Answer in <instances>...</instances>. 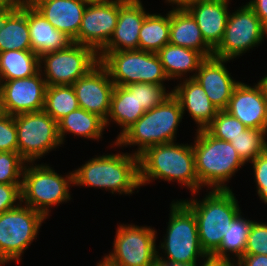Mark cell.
<instances>
[{
    "instance_id": "1",
    "label": "cell",
    "mask_w": 267,
    "mask_h": 266,
    "mask_svg": "<svg viewBox=\"0 0 267 266\" xmlns=\"http://www.w3.org/2000/svg\"><path fill=\"white\" fill-rule=\"evenodd\" d=\"M140 186L155 180L177 182L192 193L201 192L191 143L176 141L147 148L139 156Z\"/></svg>"
},
{
    "instance_id": "2",
    "label": "cell",
    "mask_w": 267,
    "mask_h": 266,
    "mask_svg": "<svg viewBox=\"0 0 267 266\" xmlns=\"http://www.w3.org/2000/svg\"><path fill=\"white\" fill-rule=\"evenodd\" d=\"M94 155L85 164L73 170L76 187H90L112 194L128 195L141 188L139 180V157L133 153L118 152Z\"/></svg>"
},
{
    "instance_id": "3",
    "label": "cell",
    "mask_w": 267,
    "mask_h": 266,
    "mask_svg": "<svg viewBox=\"0 0 267 266\" xmlns=\"http://www.w3.org/2000/svg\"><path fill=\"white\" fill-rule=\"evenodd\" d=\"M183 117L178 99L171 94L159 106L146 111L116 141H112L110 147L137 146L132 153L139 156L149 147L177 141L178 126Z\"/></svg>"
},
{
    "instance_id": "4",
    "label": "cell",
    "mask_w": 267,
    "mask_h": 266,
    "mask_svg": "<svg viewBox=\"0 0 267 266\" xmlns=\"http://www.w3.org/2000/svg\"><path fill=\"white\" fill-rule=\"evenodd\" d=\"M206 190L208 193L202 200L196 198L200 192L192 193L191 198L181 200L193 211L200 245L210 257L220 247L226 229L241 212V207L232 189Z\"/></svg>"
},
{
    "instance_id": "5",
    "label": "cell",
    "mask_w": 267,
    "mask_h": 266,
    "mask_svg": "<svg viewBox=\"0 0 267 266\" xmlns=\"http://www.w3.org/2000/svg\"><path fill=\"white\" fill-rule=\"evenodd\" d=\"M200 190H227L232 177L245 163L230 142L212 136L206 129L196 130L192 143ZM206 186V187H205Z\"/></svg>"
},
{
    "instance_id": "6",
    "label": "cell",
    "mask_w": 267,
    "mask_h": 266,
    "mask_svg": "<svg viewBox=\"0 0 267 266\" xmlns=\"http://www.w3.org/2000/svg\"><path fill=\"white\" fill-rule=\"evenodd\" d=\"M169 208L166 234L157 246V261L188 265H201L208 261L210 257L200 245L197 220L193 211L181 199L173 200Z\"/></svg>"
},
{
    "instance_id": "7",
    "label": "cell",
    "mask_w": 267,
    "mask_h": 266,
    "mask_svg": "<svg viewBox=\"0 0 267 266\" xmlns=\"http://www.w3.org/2000/svg\"><path fill=\"white\" fill-rule=\"evenodd\" d=\"M73 171L59 174L49 164L26 163L22 178V203L49 219L52 206L70 201Z\"/></svg>"
},
{
    "instance_id": "8",
    "label": "cell",
    "mask_w": 267,
    "mask_h": 266,
    "mask_svg": "<svg viewBox=\"0 0 267 266\" xmlns=\"http://www.w3.org/2000/svg\"><path fill=\"white\" fill-rule=\"evenodd\" d=\"M46 217L20 203L17 207L0 213V265L20 263L22 255L39 236ZM38 235V236H37Z\"/></svg>"
},
{
    "instance_id": "9",
    "label": "cell",
    "mask_w": 267,
    "mask_h": 266,
    "mask_svg": "<svg viewBox=\"0 0 267 266\" xmlns=\"http://www.w3.org/2000/svg\"><path fill=\"white\" fill-rule=\"evenodd\" d=\"M98 54L114 85L139 82L165 85L164 82L169 81L157 53L129 50L100 51Z\"/></svg>"
},
{
    "instance_id": "10",
    "label": "cell",
    "mask_w": 267,
    "mask_h": 266,
    "mask_svg": "<svg viewBox=\"0 0 267 266\" xmlns=\"http://www.w3.org/2000/svg\"><path fill=\"white\" fill-rule=\"evenodd\" d=\"M157 236L154 227L119 223L113 249L101 259L108 266H155Z\"/></svg>"
},
{
    "instance_id": "11",
    "label": "cell",
    "mask_w": 267,
    "mask_h": 266,
    "mask_svg": "<svg viewBox=\"0 0 267 266\" xmlns=\"http://www.w3.org/2000/svg\"><path fill=\"white\" fill-rule=\"evenodd\" d=\"M18 153L28 162H38L51 151L62 147L58 122L44 110L14 116ZM44 156V157H43Z\"/></svg>"
},
{
    "instance_id": "12",
    "label": "cell",
    "mask_w": 267,
    "mask_h": 266,
    "mask_svg": "<svg viewBox=\"0 0 267 266\" xmlns=\"http://www.w3.org/2000/svg\"><path fill=\"white\" fill-rule=\"evenodd\" d=\"M99 63V54L94 49L74 42L63 50L39 57L40 72L47 86L73 85Z\"/></svg>"
},
{
    "instance_id": "13",
    "label": "cell",
    "mask_w": 267,
    "mask_h": 266,
    "mask_svg": "<svg viewBox=\"0 0 267 266\" xmlns=\"http://www.w3.org/2000/svg\"><path fill=\"white\" fill-rule=\"evenodd\" d=\"M267 39V28L248 6H240L229 12L222 41L213 50V56L221 59H239Z\"/></svg>"
},
{
    "instance_id": "14",
    "label": "cell",
    "mask_w": 267,
    "mask_h": 266,
    "mask_svg": "<svg viewBox=\"0 0 267 266\" xmlns=\"http://www.w3.org/2000/svg\"><path fill=\"white\" fill-rule=\"evenodd\" d=\"M120 0L88 3L74 43L85 45L99 53L109 42L117 25Z\"/></svg>"
},
{
    "instance_id": "15",
    "label": "cell",
    "mask_w": 267,
    "mask_h": 266,
    "mask_svg": "<svg viewBox=\"0 0 267 266\" xmlns=\"http://www.w3.org/2000/svg\"><path fill=\"white\" fill-rule=\"evenodd\" d=\"M47 84L39 71L32 77L0 81L2 109L15 116L44 109Z\"/></svg>"
},
{
    "instance_id": "16",
    "label": "cell",
    "mask_w": 267,
    "mask_h": 266,
    "mask_svg": "<svg viewBox=\"0 0 267 266\" xmlns=\"http://www.w3.org/2000/svg\"><path fill=\"white\" fill-rule=\"evenodd\" d=\"M72 86L79 107L97 114L106 121L115 86L107 69L99 63L87 75L74 82Z\"/></svg>"
},
{
    "instance_id": "17",
    "label": "cell",
    "mask_w": 267,
    "mask_h": 266,
    "mask_svg": "<svg viewBox=\"0 0 267 266\" xmlns=\"http://www.w3.org/2000/svg\"><path fill=\"white\" fill-rule=\"evenodd\" d=\"M230 61L232 60L214 56L205 58L194 77L219 111L227 108L234 89L240 83L225 66Z\"/></svg>"
},
{
    "instance_id": "18",
    "label": "cell",
    "mask_w": 267,
    "mask_h": 266,
    "mask_svg": "<svg viewBox=\"0 0 267 266\" xmlns=\"http://www.w3.org/2000/svg\"><path fill=\"white\" fill-rule=\"evenodd\" d=\"M225 111L248 128L267 131V98L258 83L249 85L240 81Z\"/></svg>"
},
{
    "instance_id": "19",
    "label": "cell",
    "mask_w": 267,
    "mask_h": 266,
    "mask_svg": "<svg viewBox=\"0 0 267 266\" xmlns=\"http://www.w3.org/2000/svg\"><path fill=\"white\" fill-rule=\"evenodd\" d=\"M141 0H120L117 25L108 44L101 51L138 50L139 32L146 15Z\"/></svg>"
},
{
    "instance_id": "20",
    "label": "cell",
    "mask_w": 267,
    "mask_h": 266,
    "mask_svg": "<svg viewBox=\"0 0 267 266\" xmlns=\"http://www.w3.org/2000/svg\"><path fill=\"white\" fill-rule=\"evenodd\" d=\"M230 0H200L185 9L196 21L203 39L214 50L222 41L229 18Z\"/></svg>"
},
{
    "instance_id": "21",
    "label": "cell",
    "mask_w": 267,
    "mask_h": 266,
    "mask_svg": "<svg viewBox=\"0 0 267 266\" xmlns=\"http://www.w3.org/2000/svg\"><path fill=\"white\" fill-rule=\"evenodd\" d=\"M172 94L178 99L183 116L189 114L197 129H206L219 110L210 101L202 86L194 79H182L173 87Z\"/></svg>"
},
{
    "instance_id": "22",
    "label": "cell",
    "mask_w": 267,
    "mask_h": 266,
    "mask_svg": "<svg viewBox=\"0 0 267 266\" xmlns=\"http://www.w3.org/2000/svg\"><path fill=\"white\" fill-rule=\"evenodd\" d=\"M55 29L74 40L88 2L84 0H27Z\"/></svg>"
},
{
    "instance_id": "23",
    "label": "cell",
    "mask_w": 267,
    "mask_h": 266,
    "mask_svg": "<svg viewBox=\"0 0 267 266\" xmlns=\"http://www.w3.org/2000/svg\"><path fill=\"white\" fill-rule=\"evenodd\" d=\"M31 51L37 56L67 48L73 40L53 25L28 2Z\"/></svg>"
},
{
    "instance_id": "24",
    "label": "cell",
    "mask_w": 267,
    "mask_h": 266,
    "mask_svg": "<svg viewBox=\"0 0 267 266\" xmlns=\"http://www.w3.org/2000/svg\"><path fill=\"white\" fill-rule=\"evenodd\" d=\"M169 44L198 51L205 58L213 56V49L205 42L196 21L185 8L170 10Z\"/></svg>"
},
{
    "instance_id": "25",
    "label": "cell",
    "mask_w": 267,
    "mask_h": 266,
    "mask_svg": "<svg viewBox=\"0 0 267 266\" xmlns=\"http://www.w3.org/2000/svg\"><path fill=\"white\" fill-rule=\"evenodd\" d=\"M145 111L139 106L137 100V83L127 86H114L111 98L110 110L105 121L106 129L113 123L119 126L121 131L117 135L116 141L129 127H131Z\"/></svg>"
},
{
    "instance_id": "26",
    "label": "cell",
    "mask_w": 267,
    "mask_h": 266,
    "mask_svg": "<svg viewBox=\"0 0 267 266\" xmlns=\"http://www.w3.org/2000/svg\"><path fill=\"white\" fill-rule=\"evenodd\" d=\"M157 54L169 80L177 82L178 79L194 78L200 63L205 59L198 51L174 44H166Z\"/></svg>"
},
{
    "instance_id": "27",
    "label": "cell",
    "mask_w": 267,
    "mask_h": 266,
    "mask_svg": "<svg viewBox=\"0 0 267 266\" xmlns=\"http://www.w3.org/2000/svg\"><path fill=\"white\" fill-rule=\"evenodd\" d=\"M104 129H106L105 121L101 117L82 108L72 111L58 121V133L62 145L66 135L70 133L75 137L102 141Z\"/></svg>"
},
{
    "instance_id": "28",
    "label": "cell",
    "mask_w": 267,
    "mask_h": 266,
    "mask_svg": "<svg viewBox=\"0 0 267 266\" xmlns=\"http://www.w3.org/2000/svg\"><path fill=\"white\" fill-rule=\"evenodd\" d=\"M242 213L243 212L241 211L230 222L220 247L210 256V260L231 262L235 264L244 255L247 238L253 220L245 218Z\"/></svg>"
},
{
    "instance_id": "29",
    "label": "cell",
    "mask_w": 267,
    "mask_h": 266,
    "mask_svg": "<svg viewBox=\"0 0 267 266\" xmlns=\"http://www.w3.org/2000/svg\"><path fill=\"white\" fill-rule=\"evenodd\" d=\"M10 50H31L27 0L20 2V9L0 28V52Z\"/></svg>"
},
{
    "instance_id": "30",
    "label": "cell",
    "mask_w": 267,
    "mask_h": 266,
    "mask_svg": "<svg viewBox=\"0 0 267 266\" xmlns=\"http://www.w3.org/2000/svg\"><path fill=\"white\" fill-rule=\"evenodd\" d=\"M39 71V56L31 50L0 52V81L29 78Z\"/></svg>"
},
{
    "instance_id": "31",
    "label": "cell",
    "mask_w": 267,
    "mask_h": 266,
    "mask_svg": "<svg viewBox=\"0 0 267 266\" xmlns=\"http://www.w3.org/2000/svg\"><path fill=\"white\" fill-rule=\"evenodd\" d=\"M164 15L151 12L146 15L139 32L138 50L157 53L169 44L170 10Z\"/></svg>"
},
{
    "instance_id": "32",
    "label": "cell",
    "mask_w": 267,
    "mask_h": 266,
    "mask_svg": "<svg viewBox=\"0 0 267 266\" xmlns=\"http://www.w3.org/2000/svg\"><path fill=\"white\" fill-rule=\"evenodd\" d=\"M78 108L79 103L72 85L47 86L43 110L55 121L58 122Z\"/></svg>"
},
{
    "instance_id": "33",
    "label": "cell",
    "mask_w": 267,
    "mask_h": 266,
    "mask_svg": "<svg viewBox=\"0 0 267 266\" xmlns=\"http://www.w3.org/2000/svg\"><path fill=\"white\" fill-rule=\"evenodd\" d=\"M267 131L247 128L231 140V145L245 164L267 150Z\"/></svg>"
},
{
    "instance_id": "34",
    "label": "cell",
    "mask_w": 267,
    "mask_h": 266,
    "mask_svg": "<svg viewBox=\"0 0 267 266\" xmlns=\"http://www.w3.org/2000/svg\"><path fill=\"white\" fill-rule=\"evenodd\" d=\"M247 128L236 117L225 110H220L206 130L217 139L231 142Z\"/></svg>"
},
{
    "instance_id": "35",
    "label": "cell",
    "mask_w": 267,
    "mask_h": 266,
    "mask_svg": "<svg viewBox=\"0 0 267 266\" xmlns=\"http://www.w3.org/2000/svg\"><path fill=\"white\" fill-rule=\"evenodd\" d=\"M26 163L19 153L0 152V183L22 184Z\"/></svg>"
},
{
    "instance_id": "36",
    "label": "cell",
    "mask_w": 267,
    "mask_h": 266,
    "mask_svg": "<svg viewBox=\"0 0 267 266\" xmlns=\"http://www.w3.org/2000/svg\"><path fill=\"white\" fill-rule=\"evenodd\" d=\"M171 94L172 90H167L165 85L137 83V100L145 112L159 106Z\"/></svg>"
},
{
    "instance_id": "37",
    "label": "cell",
    "mask_w": 267,
    "mask_h": 266,
    "mask_svg": "<svg viewBox=\"0 0 267 266\" xmlns=\"http://www.w3.org/2000/svg\"><path fill=\"white\" fill-rule=\"evenodd\" d=\"M267 255V223L253 221L247 238L244 255Z\"/></svg>"
},
{
    "instance_id": "38",
    "label": "cell",
    "mask_w": 267,
    "mask_h": 266,
    "mask_svg": "<svg viewBox=\"0 0 267 266\" xmlns=\"http://www.w3.org/2000/svg\"><path fill=\"white\" fill-rule=\"evenodd\" d=\"M0 152L18 153L15 119L7 113L0 115Z\"/></svg>"
},
{
    "instance_id": "39",
    "label": "cell",
    "mask_w": 267,
    "mask_h": 266,
    "mask_svg": "<svg viewBox=\"0 0 267 266\" xmlns=\"http://www.w3.org/2000/svg\"><path fill=\"white\" fill-rule=\"evenodd\" d=\"M258 198L267 193V150L250 162Z\"/></svg>"
},
{
    "instance_id": "40",
    "label": "cell",
    "mask_w": 267,
    "mask_h": 266,
    "mask_svg": "<svg viewBox=\"0 0 267 266\" xmlns=\"http://www.w3.org/2000/svg\"><path fill=\"white\" fill-rule=\"evenodd\" d=\"M22 184L0 183V213L17 207L22 203Z\"/></svg>"
},
{
    "instance_id": "41",
    "label": "cell",
    "mask_w": 267,
    "mask_h": 266,
    "mask_svg": "<svg viewBox=\"0 0 267 266\" xmlns=\"http://www.w3.org/2000/svg\"><path fill=\"white\" fill-rule=\"evenodd\" d=\"M246 3L267 28V0H250Z\"/></svg>"
},
{
    "instance_id": "42",
    "label": "cell",
    "mask_w": 267,
    "mask_h": 266,
    "mask_svg": "<svg viewBox=\"0 0 267 266\" xmlns=\"http://www.w3.org/2000/svg\"><path fill=\"white\" fill-rule=\"evenodd\" d=\"M235 266H267V255H243Z\"/></svg>"
},
{
    "instance_id": "43",
    "label": "cell",
    "mask_w": 267,
    "mask_h": 266,
    "mask_svg": "<svg viewBox=\"0 0 267 266\" xmlns=\"http://www.w3.org/2000/svg\"><path fill=\"white\" fill-rule=\"evenodd\" d=\"M20 9V3L11 8L0 9V28L6 26L7 21Z\"/></svg>"
},
{
    "instance_id": "44",
    "label": "cell",
    "mask_w": 267,
    "mask_h": 266,
    "mask_svg": "<svg viewBox=\"0 0 267 266\" xmlns=\"http://www.w3.org/2000/svg\"><path fill=\"white\" fill-rule=\"evenodd\" d=\"M197 1L200 0H165V3L171 5L173 8H185L189 4Z\"/></svg>"
},
{
    "instance_id": "45",
    "label": "cell",
    "mask_w": 267,
    "mask_h": 266,
    "mask_svg": "<svg viewBox=\"0 0 267 266\" xmlns=\"http://www.w3.org/2000/svg\"><path fill=\"white\" fill-rule=\"evenodd\" d=\"M22 0H0V9L17 6Z\"/></svg>"
},
{
    "instance_id": "46",
    "label": "cell",
    "mask_w": 267,
    "mask_h": 266,
    "mask_svg": "<svg viewBox=\"0 0 267 266\" xmlns=\"http://www.w3.org/2000/svg\"><path fill=\"white\" fill-rule=\"evenodd\" d=\"M200 266H235V264L231 262L213 261L209 259Z\"/></svg>"
},
{
    "instance_id": "47",
    "label": "cell",
    "mask_w": 267,
    "mask_h": 266,
    "mask_svg": "<svg viewBox=\"0 0 267 266\" xmlns=\"http://www.w3.org/2000/svg\"><path fill=\"white\" fill-rule=\"evenodd\" d=\"M155 266H199V265H188L183 263H173L169 261H157Z\"/></svg>"
},
{
    "instance_id": "48",
    "label": "cell",
    "mask_w": 267,
    "mask_h": 266,
    "mask_svg": "<svg viewBox=\"0 0 267 266\" xmlns=\"http://www.w3.org/2000/svg\"><path fill=\"white\" fill-rule=\"evenodd\" d=\"M257 83L261 86L263 93L267 98V74H265L262 78H260V80Z\"/></svg>"
},
{
    "instance_id": "49",
    "label": "cell",
    "mask_w": 267,
    "mask_h": 266,
    "mask_svg": "<svg viewBox=\"0 0 267 266\" xmlns=\"http://www.w3.org/2000/svg\"><path fill=\"white\" fill-rule=\"evenodd\" d=\"M88 3H93V2H105V1H108V0H84Z\"/></svg>"
},
{
    "instance_id": "50",
    "label": "cell",
    "mask_w": 267,
    "mask_h": 266,
    "mask_svg": "<svg viewBox=\"0 0 267 266\" xmlns=\"http://www.w3.org/2000/svg\"><path fill=\"white\" fill-rule=\"evenodd\" d=\"M259 200H261L262 203H265L267 205V193Z\"/></svg>"
},
{
    "instance_id": "51",
    "label": "cell",
    "mask_w": 267,
    "mask_h": 266,
    "mask_svg": "<svg viewBox=\"0 0 267 266\" xmlns=\"http://www.w3.org/2000/svg\"><path fill=\"white\" fill-rule=\"evenodd\" d=\"M96 266H108L103 260H99Z\"/></svg>"
},
{
    "instance_id": "52",
    "label": "cell",
    "mask_w": 267,
    "mask_h": 266,
    "mask_svg": "<svg viewBox=\"0 0 267 266\" xmlns=\"http://www.w3.org/2000/svg\"><path fill=\"white\" fill-rule=\"evenodd\" d=\"M4 112H3V109H2V101H1V93H0V115H2Z\"/></svg>"
}]
</instances>
